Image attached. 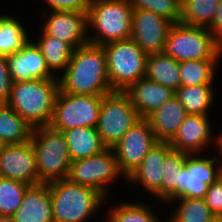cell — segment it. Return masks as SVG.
<instances>
[{
    "label": "cell",
    "instance_id": "cb8c5ba5",
    "mask_svg": "<svg viewBox=\"0 0 222 222\" xmlns=\"http://www.w3.org/2000/svg\"><path fill=\"white\" fill-rule=\"evenodd\" d=\"M39 31L40 37L33 41L45 57L49 70L59 77L67 68L74 49L68 43L44 33L40 28Z\"/></svg>",
    "mask_w": 222,
    "mask_h": 222
},
{
    "label": "cell",
    "instance_id": "d590c367",
    "mask_svg": "<svg viewBox=\"0 0 222 222\" xmlns=\"http://www.w3.org/2000/svg\"><path fill=\"white\" fill-rule=\"evenodd\" d=\"M91 0H44L48 11L88 12Z\"/></svg>",
    "mask_w": 222,
    "mask_h": 222
},
{
    "label": "cell",
    "instance_id": "4316f807",
    "mask_svg": "<svg viewBox=\"0 0 222 222\" xmlns=\"http://www.w3.org/2000/svg\"><path fill=\"white\" fill-rule=\"evenodd\" d=\"M173 204V205H172ZM173 212L167 217V222H211L216 219L204 198H179L167 203ZM177 205V206H175Z\"/></svg>",
    "mask_w": 222,
    "mask_h": 222
},
{
    "label": "cell",
    "instance_id": "484cf974",
    "mask_svg": "<svg viewBox=\"0 0 222 222\" xmlns=\"http://www.w3.org/2000/svg\"><path fill=\"white\" fill-rule=\"evenodd\" d=\"M214 89V84L181 86L175 96L188 114L210 115L216 94Z\"/></svg>",
    "mask_w": 222,
    "mask_h": 222
},
{
    "label": "cell",
    "instance_id": "44dd1931",
    "mask_svg": "<svg viewBox=\"0 0 222 222\" xmlns=\"http://www.w3.org/2000/svg\"><path fill=\"white\" fill-rule=\"evenodd\" d=\"M188 113L175 96L146 119L161 142H170L177 134L179 127Z\"/></svg>",
    "mask_w": 222,
    "mask_h": 222
},
{
    "label": "cell",
    "instance_id": "6da1fadb",
    "mask_svg": "<svg viewBox=\"0 0 222 222\" xmlns=\"http://www.w3.org/2000/svg\"><path fill=\"white\" fill-rule=\"evenodd\" d=\"M58 78L65 93L104 96L113 92L101 45L87 43L74 49L67 68Z\"/></svg>",
    "mask_w": 222,
    "mask_h": 222
},
{
    "label": "cell",
    "instance_id": "4dcf8cb0",
    "mask_svg": "<svg viewBox=\"0 0 222 222\" xmlns=\"http://www.w3.org/2000/svg\"><path fill=\"white\" fill-rule=\"evenodd\" d=\"M220 0H181L180 23L211 28Z\"/></svg>",
    "mask_w": 222,
    "mask_h": 222
},
{
    "label": "cell",
    "instance_id": "603a6c76",
    "mask_svg": "<svg viewBox=\"0 0 222 222\" xmlns=\"http://www.w3.org/2000/svg\"><path fill=\"white\" fill-rule=\"evenodd\" d=\"M145 78L176 91L181 87L179 62L165 52L149 54Z\"/></svg>",
    "mask_w": 222,
    "mask_h": 222
},
{
    "label": "cell",
    "instance_id": "e0dca14e",
    "mask_svg": "<svg viewBox=\"0 0 222 222\" xmlns=\"http://www.w3.org/2000/svg\"><path fill=\"white\" fill-rule=\"evenodd\" d=\"M172 150L169 142L159 141L144 157L141 164L126 178V183L149 192L162 203L163 164L166 155ZM134 184V185H133Z\"/></svg>",
    "mask_w": 222,
    "mask_h": 222
},
{
    "label": "cell",
    "instance_id": "d6986e66",
    "mask_svg": "<svg viewBox=\"0 0 222 222\" xmlns=\"http://www.w3.org/2000/svg\"><path fill=\"white\" fill-rule=\"evenodd\" d=\"M140 118H147L167 101L175 97V91L147 78L131 84L125 91Z\"/></svg>",
    "mask_w": 222,
    "mask_h": 222
},
{
    "label": "cell",
    "instance_id": "7a4b0ae2",
    "mask_svg": "<svg viewBox=\"0 0 222 222\" xmlns=\"http://www.w3.org/2000/svg\"><path fill=\"white\" fill-rule=\"evenodd\" d=\"M59 90V79L15 82L7 105L33 128L49 126Z\"/></svg>",
    "mask_w": 222,
    "mask_h": 222
},
{
    "label": "cell",
    "instance_id": "9a60e30c",
    "mask_svg": "<svg viewBox=\"0 0 222 222\" xmlns=\"http://www.w3.org/2000/svg\"><path fill=\"white\" fill-rule=\"evenodd\" d=\"M173 23L148 10H133L131 39L148 55L165 51Z\"/></svg>",
    "mask_w": 222,
    "mask_h": 222
},
{
    "label": "cell",
    "instance_id": "3957f363",
    "mask_svg": "<svg viewBox=\"0 0 222 222\" xmlns=\"http://www.w3.org/2000/svg\"><path fill=\"white\" fill-rule=\"evenodd\" d=\"M48 184L54 222H87L101 211L104 203H109L95 188L76 184L68 178Z\"/></svg>",
    "mask_w": 222,
    "mask_h": 222
},
{
    "label": "cell",
    "instance_id": "ffe728a7",
    "mask_svg": "<svg viewBox=\"0 0 222 222\" xmlns=\"http://www.w3.org/2000/svg\"><path fill=\"white\" fill-rule=\"evenodd\" d=\"M8 222H54L49 184L29 186Z\"/></svg>",
    "mask_w": 222,
    "mask_h": 222
},
{
    "label": "cell",
    "instance_id": "e575fe53",
    "mask_svg": "<svg viewBox=\"0 0 222 222\" xmlns=\"http://www.w3.org/2000/svg\"><path fill=\"white\" fill-rule=\"evenodd\" d=\"M205 201L216 218H222V176L208 186Z\"/></svg>",
    "mask_w": 222,
    "mask_h": 222
},
{
    "label": "cell",
    "instance_id": "8fae6325",
    "mask_svg": "<svg viewBox=\"0 0 222 222\" xmlns=\"http://www.w3.org/2000/svg\"><path fill=\"white\" fill-rule=\"evenodd\" d=\"M158 142L149 121L145 118L138 119L125 133L112 149L116 154L119 169L126 178Z\"/></svg>",
    "mask_w": 222,
    "mask_h": 222
},
{
    "label": "cell",
    "instance_id": "7c38bea8",
    "mask_svg": "<svg viewBox=\"0 0 222 222\" xmlns=\"http://www.w3.org/2000/svg\"><path fill=\"white\" fill-rule=\"evenodd\" d=\"M222 176V164L213 157L187 154L181 169V198H205L208 186Z\"/></svg>",
    "mask_w": 222,
    "mask_h": 222
},
{
    "label": "cell",
    "instance_id": "5bb4252c",
    "mask_svg": "<svg viewBox=\"0 0 222 222\" xmlns=\"http://www.w3.org/2000/svg\"><path fill=\"white\" fill-rule=\"evenodd\" d=\"M40 19L44 20L40 23L44 33L68 43L73 49L89 43L87 12L46 11Z\"/></svg>",
    "mask_w": 222,
    "mask_h": 222
},
{
    "label": "cell",
    "instance_id": "5b68a950",
    "mask_svg": "<svg viewBox=\"0 0 222 222\" xmlns=\"http://www.w3.org/2000/svg\"><path fill=\"white\" fill-rule=\"evenodd\" d=\"M31 142L35 151L40 184L68 177L72 160L62 131L50 126L35 127Z\"/></svg>",
    "mask_w": 222,
    "mask_h": 222
},
{
    "label": "cell",
    "instance_id": "f546056e",
    "mask_svg": "<svg viewBox=\"0 0 222 222\" xmlns=\"http://www.w3.org/2000/svg\"><path fill=\"white\" fill-rule=\"evenodd\" d=\"M187 154L171 150L164 159L162 204L181 198V169L184 166Z\"/></svg>",
    "mask_w": 222,
    "mask_h": 222
},
{
    "label": "cell",
    "instance_id": "ba28073f",
    "mask_svg": "<svg viewBox=\"0 0 222 222\" xmlns=\"http://www.w3.org/2000/svg\"><path fill=\"white\" fill-rule=\"evenodd\" d=\"M138 119L140 117L124 91L104 95L96 127L104 146L114 148Z\"/></svg>",
    "mask_w": 222,
    "mask_h": 222
},
{
    "label": "cell",
    "instance_id": "30bf717a",
    "mask_svg": "<svg viewBox=\"0 0 222 222\" xmlns=\"http://www.w3.org/2000/svg\"><path fill=\"white\" fill-rule=\"evenodd\" d=\"M103 96L75 95L59 90L49 126L58 131L98 124Z\"/></svg>",
    "mask_w": 222,
    "mask_h": 222
},
{
    "label": "cell",
    "instance_id": "d6a6232c",
    "mask_svg": "<svg viewBox=\"0 0 222 222\" xmlns=\"http://www.w3.org/2000/svg\"><path fill=\"white\" fill-rule=\"evenodd\" d=\"M29 185L0 177V221H9L23 201Z\"/></svg>",
    "mask_w": 222,
    "mask_h": 222
},
{
    "label": "cell",
    "instance_id": "83f0119b",
    "mask_svg": "<svg viewBox=\"0 0 222 222\" xmlns=\"http://www.w3.org/2000/svg\"><path fill=\"white\" fill-rule=\"evenodd\" d=\"M145 203V204H144ZM114 206H110L109 210L104 217L108 222H162L156 211L152 210V206H149L147 202L138 201H120V203H114ZM159 216V217H158ZM164 222H167V218Z\"/></svg>",
    "mask_w": 222,
    "mask_h": 222
},
{
    "label": "cell",
    "instance_id": "52a82bcc",
    "mask_svg": "<svg viewBox=\"0 0 222 222\" xmlns=\"http://www.w3.org/2000/svg\"><path fill=\"white\" fill-rule=\"evenodd\" d=\"M164 52L178 62L222 58V47L209 28L182 23L172 25Z\"/></svg>",
    "mask_w": 222,
    "mask_h": 222
},
{
    "label": "cell",
    "instance_id": "f35d334b",
    "mask_svg": "<svg viewBox=\"0 0 222 222\" xmlns=\"http://www.w3.org/2000/svg\"><path fill=\"white\" fill-rule=\"evenodd\" d=\"M215 148L217 151L216 158L219 160V162L222 164V131L216 134V140H215ZM219 155V157L217 156Z\"/></svg>",
    "mask_w": 222,
    "mask_h": 222
},
{
    "label": "cell",
    "instance_id": "1f68e13d",
    "mask_svg": "<svg viewBox=\"0 0 222 222\" xmlns=\"http://www.w3.org/2000/svg\"><path fill=\"white\" fill-rule=\"evenodd\" d=\"M221 59H203L179 62L181 86L213 84Z\"/></svg>",
    "mask_w": 222,
    "mask_h": 222
},
{
    "label": "cell",
    "instance_id": "8d00e7d4",
    "mask_svg": "<svg viewBox=\"0 0 222 222\" xmlns=\"http://www.w3.org/2000/svg\"><path fill=\"white\" fill-rule=\"evenodd\" d=\"M13 81L8 68L7 56L0 55V104H7Z\"/></svg>",
    "mask_w": 222,
    "mask_h": 222
},
{
    "label": "cell",
    "instance_id": "7402d4cb",
    "mask_svg": "<svg viewBox=\"0 0 222 222\" xmlns=\"http://www.w3.org/2000/svg\"><path fill=\"white\" fill-rule=\"evenodd\" d=\"M63 134L72 161L97 155L106 149L96 128L76 127L64 130Z\"/></svg>",
    "mask_w": 222,
    "mask_h": 222
},
{
    "label": "cell",
    "instance_id": "d4e9b609",
    "mask_svg": "<svg viewBox=\"0 0 222 222\" xmlns=\"http://www.w3.org/2000/svg\"><path fill=\"white\" fill-rule=\"evenodd\" d=\"M33 127L7 104H0V145L31 140Z\"/></svg>",
    "mask_w": 222,
    "mask_h": 222
},
{
    "label": "cell",
    "instance_id": "277c9868",
    "mask_svg": "<svg viewBox=\"0 0 222 222\" xmlns=\"http://www.w3.org/2000/svg\"><path fill=\"white\" fill-rule=\"evenodd\" d=\"M87 15L93 32H88L89 43L103 46L131 38L133 9L127 0H91Z\"/></svg>",
    "mask_w": 222,
    "mask_h": 222
},
{
    "label": "cell",
    "instance_id": "ac0fdd59",
    "mask_svg": "<svg viewBox=\"0 0 222 222\" xmlns=\"http://www.w3.org/2000/svg\"><path fill=\"white\" fill-rule=\"evenodd\" d=\"M13 83L33 79H59L47 67L45 57L33 39L21 50L7 56Z\"/></svg>",
    "mask_w": 222,
    "mask_h": 222
},
{
    "label": "cell",
    "instance_id": "9c48e42d",
    "mask_svg": "<svg viewBox=\"0 0 222 222\" xmlns=\"http://www.w3.org/2000/svg\"><path fill=\"white\" fill-rule=\"evenodd\" d=\"M67 178L76 184L95 188L107 199L111 198L110 184L120 178L126 182V177L119 169L116 154L112 148H106L101 153L88 158L72 161Z\"/></svg>",
    "mask_w": 222,
    "mask_h": 222
},
{
    "label": "cell",
    "instance_id": "8992f818",
    "mask_svg": "<svg viewBox=\"0 0 222 222\" xmlns=\"http://www.w3.org/2000/svg\"><path fill=\"white\" fill-rule=\"evenodd\" d=\"M103 48L113 91H125L131 84L145 78L148 54L131 38L104 44Z\"/></svg>",
    "mask_w": 222,
    "mask_h": 222
},
{
    "label": "cell",
    "instance_id": "74e56055",
    "mask_svg": "<svg viewBox=\"0 0 222 222\" xmlns=\"http://www.w3.org/2000/svg\"><path fill=\"white\" fill-rule=\"evenodd\" d=\"M210 30L213 32L216 42L222 47V0L219 1L217 14Z\"/></svg>",
    "mask_w": 222,
    "mask_h": 222
},
{
    "label": "cell",
    "instance_id": "836d02e7",
    "mask_svg": "<svg viewBox=\"0 0 222 222\" xmlns=\"http://www.w3.org/2000/svg\"><path fill=\"white\" fill-rule=\"evenodd\" d=\"M133 10H148L170 22L180 23L181 0H127Z\"/></svg>",
    "mask_w": 222,
    "mask_h": 222
},
{
    "label": "cell",
    "instance_id": "4fadbf2b",
    "mask_svg": "<svg viewBox=\"0 0 222 222\" xmlns=\"http://www.w3.org/2000/svg\"><path fill=\"white\" fill-rule=\"evenodd\" d=\"M0 177L29 186L40 184L32 142L0 145Z\"/></svg>",
    "mask_w": 222,
    "mask_h": 222
},
{
    "label": "cell",
    "instance_id": "ab89813d",
    "mask_svg": "<svg viewBox=\"0 0 222 222\" xmlns=\"http://www.w3.org/2000/svg\"><path fill=\"white\" fill-rule=\"evenodd\" d=\"M211 222H222V218H216V219H214V220L211 221Z\"/></svg>",
    "mask_w": 222,
    "mask_h": 222
},
{
    "label": "cell",
    "instance_id": "2e32d148",
    "mask_svg": "<svg viewBox=\"0 0 222 222\" xmlns=\"http://www.w3.org/2000/svg\"><path fill=\"white\" fill-rule=\"evenodd\" d=\"M210 119L209 115L188 114L177 134L169 142L172 150L200 154L213 145L215 147L216 134Z\"/></svg>",
    "mask_w": 222,
    "mask_h": 222
},
{
    "label": "cell",
    "instance_id": "f1b7e54d",
    "mask_svg": "<svg viewBox=\"0 0 222 222\" xmlns=\"http://www.w3.org/2000/svg\"><path fill=\"white\" fill-rule=\"evenodd\" d=\"M26 26L19 18L9 14L0 15V55L18 52L30 40Z\"/></svg>",
    "mask_w": 222,
    "mask_h": 222
}]
</instances>
